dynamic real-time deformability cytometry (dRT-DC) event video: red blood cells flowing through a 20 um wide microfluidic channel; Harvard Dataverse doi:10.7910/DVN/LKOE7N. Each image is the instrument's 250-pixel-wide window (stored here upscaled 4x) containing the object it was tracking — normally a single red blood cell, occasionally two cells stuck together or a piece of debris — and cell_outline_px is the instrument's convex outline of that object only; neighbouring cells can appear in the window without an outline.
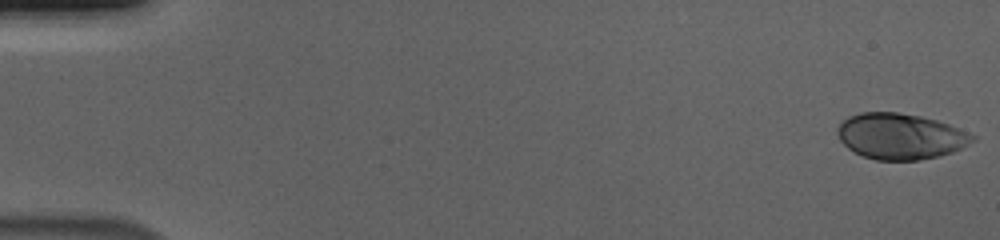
{"species": "human", "species_latin": "Homo sapiens", "temperature_condition": "cold", "stored_images_in_passage": 56, "camera_frame_rate_fps": 3000, "um_per_image_px": 0.085, "donor": {"sex": "male"}, "frame": {"image": 1, "passage_image": 1, "time_ms": 0.0, "image_size_px": [1000, 240], "cell_outline_px": [[976, 140], [952, 152], [940, 156], [920, 160], [876, 160], [864, 156], [848, 148], [840, 140], [836, 132], [836, 128], [848, 116], [860, 112], [896, 112], [920, 116], [936, 120], [948, 124], [968, 132], [976, 136]], "centroid_in_image_um": [76.53, 11.58], "position_along_channel_um": 8.5, "area_um2": 36.07}}
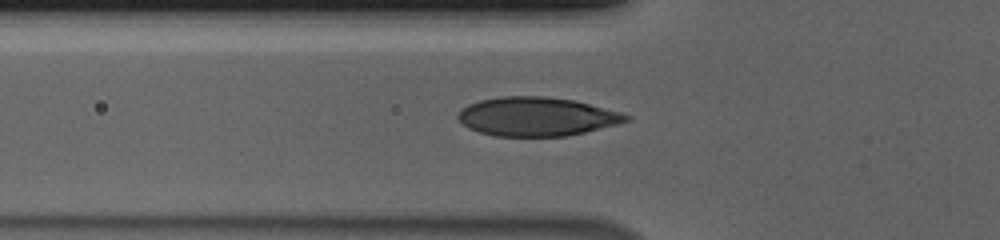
{"frame": {"image": 2, "passage_image": 20, "time_ms": 6.333, "image_size_px": [1000, 240], "cell_outline_px": [[632, 116], [628, 120], [616, 124], [584, 132], [564, 136], [496, 136], [480, 132], [468, 128], [456, 116], [460, 108], [468, 104], [480, 100], [500, 96], [544, 96], [572, 100], [620, 112]], "centroid_in_image_um": [45.56, 9.9], "position_along_channel_um": 80.2, "area_um2": 37.74}}
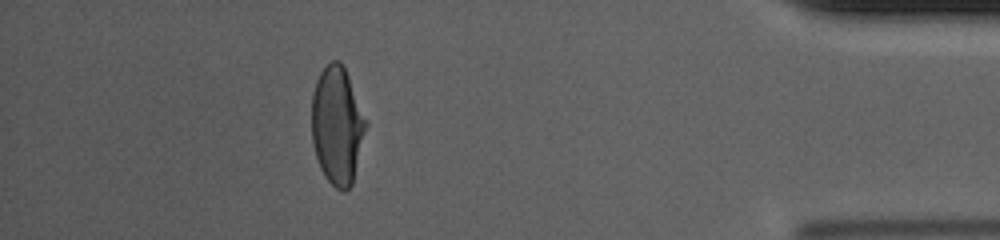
{"frame": {"image": 3, "passage_image": 50, "time_ms": 16.333, "image_size_px": [1000, 240], "cell_outline_px": [[368, 124], [352, 184], [344, 192], [336, 188], [324, 176], [320, 168], [316, 156], [312, 140], [312, 92], [316, 80], [320, 72], [332, 60], [340, 60], [348, 76]], "centroid_in_image_um": [28.66, 10.67], "position_along_channel_um": 406.5, "area_um2": 37.11}, "authors_computed_cell_mechanics": {"area_um2": 37.6856, "velocity_mm_per_s": 3.706, "shape_relaxation_time_tau1_ms": 4.2665, "shape_relaxation_time_tau2_ms": null, "deformation_change_tau1": 0.1839, "deformation_change_tau2": null}}